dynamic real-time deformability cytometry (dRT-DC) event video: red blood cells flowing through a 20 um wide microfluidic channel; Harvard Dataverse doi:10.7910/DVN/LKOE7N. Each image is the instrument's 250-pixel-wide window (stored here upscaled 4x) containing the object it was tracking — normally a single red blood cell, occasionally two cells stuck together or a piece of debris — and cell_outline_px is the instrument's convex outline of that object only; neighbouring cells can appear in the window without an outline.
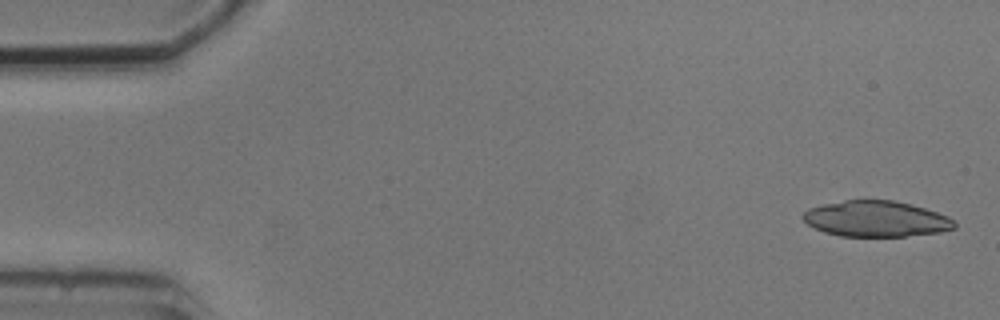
{"species": "common noctule bat (a hibernating species)", "species_latin": "Nyctalus noctula", "temperature_condition": "cold", "stored_images_in_passage": 6, "camera_frame_rate_fps": 3000, "um_per_image_px": 0.085, "animal": {"sex": "male", "body_mass_g": 20.5, "forearm_length_mm": 52.5}, "frame": {"image": 1, "passage_image": 1, "time_ms": 0.0, "image_size_px": [1000, 320], "cell_outline_px": [[956, 228], [940, 232], [904, 236], [840, 236], [824, 232], [808, 224], [800, 216], [808, 208], [824, 204], [844, 200], [892, 200], [912, 204], [948, 216], [956, 220]], "centroid_in_image_um": [74.48, 18.6], "position_along_channel_um": 10.5, "area_um2": 31.67}}